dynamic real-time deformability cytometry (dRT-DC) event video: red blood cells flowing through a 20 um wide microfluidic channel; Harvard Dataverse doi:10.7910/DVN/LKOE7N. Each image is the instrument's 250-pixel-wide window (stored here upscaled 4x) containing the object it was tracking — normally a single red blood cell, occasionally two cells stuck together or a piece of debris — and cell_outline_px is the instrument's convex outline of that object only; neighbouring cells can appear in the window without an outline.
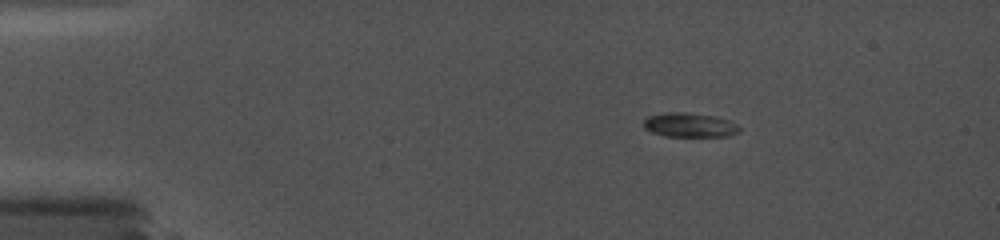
{"species": "common noctule bat (a hibernating species)", "species_latin": "Nyctalus noctula", "temperature_condition": "cold", "stored_images_in_passage": 46, "camera_frame_rate_fps": 5000, "um_per_image_px": 0.085, "animal": {"sex": "female", "body_mass_g": 19.0, "forearm_length_mm": 56.7}, "frame": {"image": 1, "passage_image": 1, "time_ms": 0.0, "image_size_px": [1000, 240], "cell_outline_px": [[740, 132], [728, 136], [664, 136], [652, 132], [644, 128], [644, 120], [648, 116], [664, 112], [684, 112], [716, 116], [740, 124]], "centroid_in_image_um": [58.65, 10.62], "position_along_channel_um": 26.4, "area_um2": 13.7}}
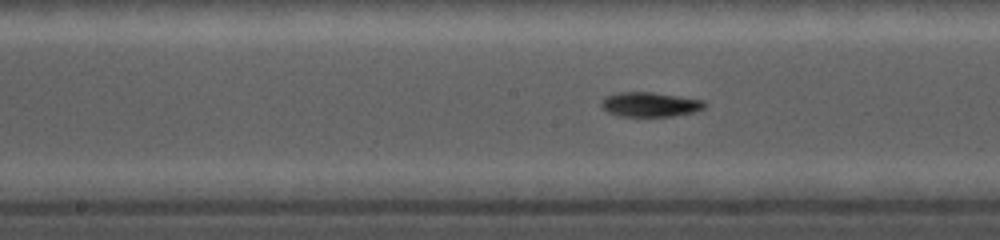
{"frame": {"image": 2, "passage_image": 23, "time_ms": 6.4, "image_size_px": [1000, 240], "cell_outline_px": [[708, 104], [704, 108], [692, 112], [672, 116], [620, 116], [608, 112], [600, 104], [600, 100], [604, 96], [620, 92], [652, 92], [704, 100]], "centroid_in_image_um": [55.24, 8.87], "position_along_channel_um": 193.0, "area_um2": 14.8}}
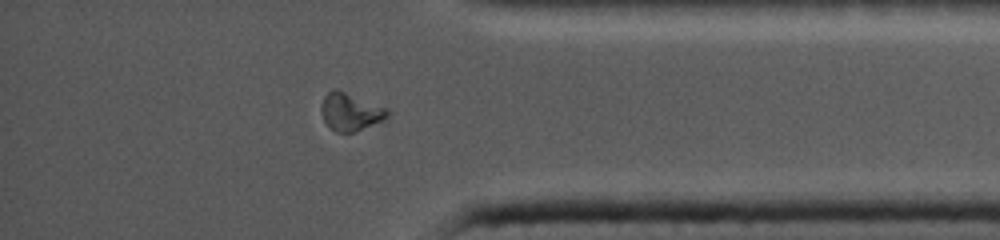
{"frame": {"image": 3, "passage_image": 40, "time_ms": 12.0, "image_size_px": [1000, 240], "cell_outline_px": [[388, 116], [384, 120], [356, 132], [336, 132], [324, 120], [320, 112], [320, 104], [324, 96], [332, 88], [336, 88], [384, 108], [388, 112]], "centroid_in_image_um": [29.73, 9.51], "position_along_channel_um": 405.5, "area_um2": 14.33}, "authors_computed_cell_mechanics": {"area_um2": 14.3055, "velocity_mm_per_s": 3.8269, "shape_relaxation_time_tau1_ms": null, "shape_relaxation_time_tau2_ms": 3.1575, "deformation_change_tau1": null, "deformation_change_tau2": 0.0439}}